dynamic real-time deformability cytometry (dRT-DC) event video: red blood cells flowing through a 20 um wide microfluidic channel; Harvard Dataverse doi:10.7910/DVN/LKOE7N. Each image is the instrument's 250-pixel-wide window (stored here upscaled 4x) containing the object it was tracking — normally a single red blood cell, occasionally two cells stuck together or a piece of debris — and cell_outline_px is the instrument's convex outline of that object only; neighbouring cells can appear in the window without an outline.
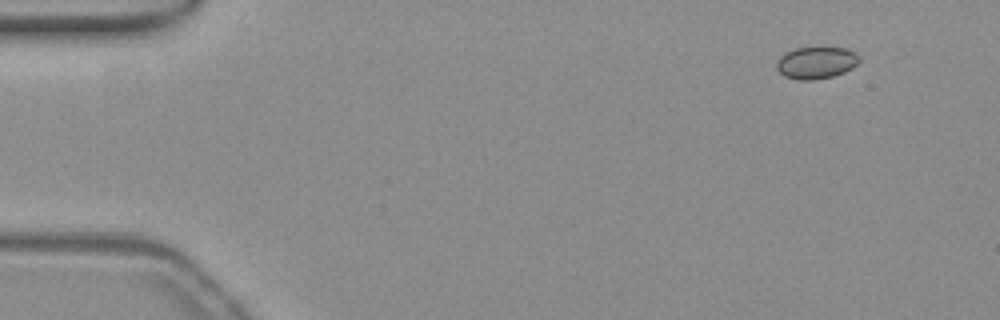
{"species": "common noctule bat (a hibernating species)", "species_latin": "Nyctalus noctula", "temperature_condition": "warm", "stored_images_in_passage": 10, "camera_frame_rate_fps": 3000, "um_per_image_px": 0.085, "animal": {"sex": "female", "body_mass_g": 19.3, "forearm_length_mm": 54.1}, "frame": {"image": 1, "passage_image": 1, "time_ms": 0.0, "image_size_px": [1000, 320], "cell_outline_px": [[860, 60], [852, 68], [844, 72], [832, 76], [812, 80], [800, 80], [784, 76], [776, 68], [776, 60], [784, 52], [796, 48], [816, 44], [820, 44], [844, 48], [856, 52], [860, 56]], "centroid_in_image_um": [69.37, 5.26], "position_along_channel_um": 15.6, "area_um2": 16.18}}